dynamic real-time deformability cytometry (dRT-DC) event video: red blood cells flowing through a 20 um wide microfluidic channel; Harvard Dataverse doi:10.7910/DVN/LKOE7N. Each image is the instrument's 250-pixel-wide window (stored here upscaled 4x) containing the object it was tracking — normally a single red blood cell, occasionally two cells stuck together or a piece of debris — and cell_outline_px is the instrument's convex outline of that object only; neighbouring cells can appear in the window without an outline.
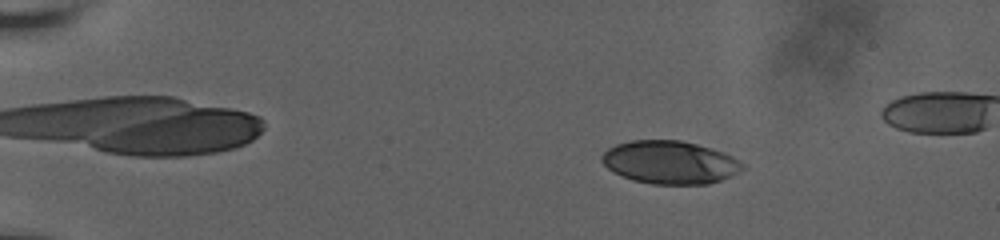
{"species": "human", "species_latin": "Homo sapiens", "temperature_condition": "room temperature", "stored_images_in_passage": 31, "camera_frame_rate_fps": 3000, "um_per_image_px": 0.085, "donor": {"sex": "male"}, "frame": {"image": 1, "passage_image": 11, "time_ms": 3.333, "image_size_px": [1000, 240], "cell_outline_px": [[744, 168], [740, 172], [732, 176], [708, 184], [652, 184], [632, 180], [620, 176], [612, 172], [600, 160], [600, 156], [608, 148], [616, 144], [632, 140], [680, 140], [696, 144], [724, 152], [732, 156], [744, 164]], "centroid_in_image_um": [56.93, 13.8], "position_along_channel_um": 28.1, "area_um2": 35.49}}
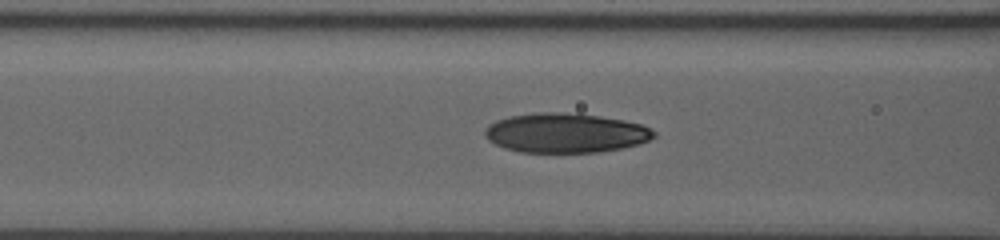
{"frame": {"image": 2, "passage_image": 27, "time_ms": 8.667, "image_size_px": [1000, 240], "cell_outline_px": [[656, 136], [640, 144], [600, 152], [520, 152], [504, 148], [488, 140], [484, 136], [484, 132], [488, 124], [496, 120], [512, 116], [536, 112], [576, 112], [624, 120], [640, 124], [652, 128], [656, 132]], "centroid_in_image_um": [48.08, 11.29], "position_along_channel_um": 118.5, "area_um2": 39.25}}
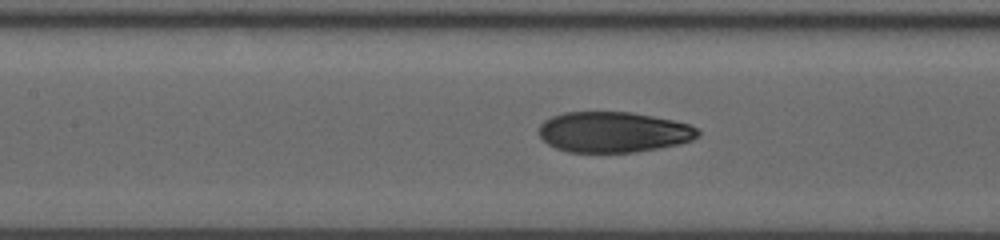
{"frame": {"image": 3, "passage_image": 30, "time_ms": 9.667, "image_size_px": [1000, 240], "cell_outline_px": [[700, 136], [692, 140], [680, 144], [636, 152], [568, 152], [556, 148], [548, 144], [540, 136], [540, 124], [544, 120], [552, 116], [564, 112], [632, 112], [672, 120], [688, 124], [696, 128], [700, 132]], "centroid_in_image_um": [52.15, 11.23], "position_along_channel_um": 155.3, "area_um2": 37.63}}